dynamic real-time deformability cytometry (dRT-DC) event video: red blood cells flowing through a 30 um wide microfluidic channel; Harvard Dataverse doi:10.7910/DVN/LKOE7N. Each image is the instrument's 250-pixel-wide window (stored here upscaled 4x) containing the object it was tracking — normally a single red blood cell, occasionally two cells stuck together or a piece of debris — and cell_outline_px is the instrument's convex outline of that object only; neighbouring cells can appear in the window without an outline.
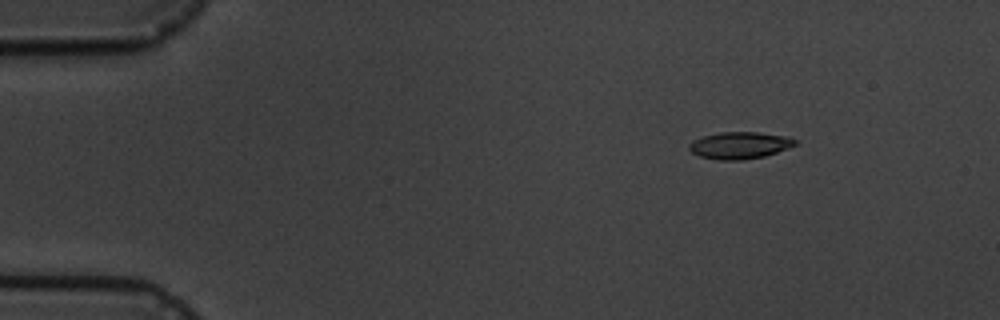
{"species": "common noctule bat (a hibernating species)", "species_latin": "Nyctalus noctula", "temperature_condition": "cold", "stored_images_in_passage": 6, "camera_frame_rate_fps": 3000, "um_per_image_px": 0.085, "animal": {"sex": "male", "body_mass_g": 19.5, "forearm_length_mm": 54.6}, "frame": {"image": 1, "passage_image": 1, "time_ms": 0.0, "image_size_px": [1000, 320], "cell_outline_px": [[796, 144], [788, 148], [764, 156], [744, 160], [720, 160], [700, 156], [692, 152], [688, 148], [688, 144], [692, 140], [704, 136], [720, 132], [760, 132], [788, 136], [796, 140]], "centroid_in_image_um": [62.87, 12.35], "position_along_channel_um": 22.1, "area_um2": 16.65}}
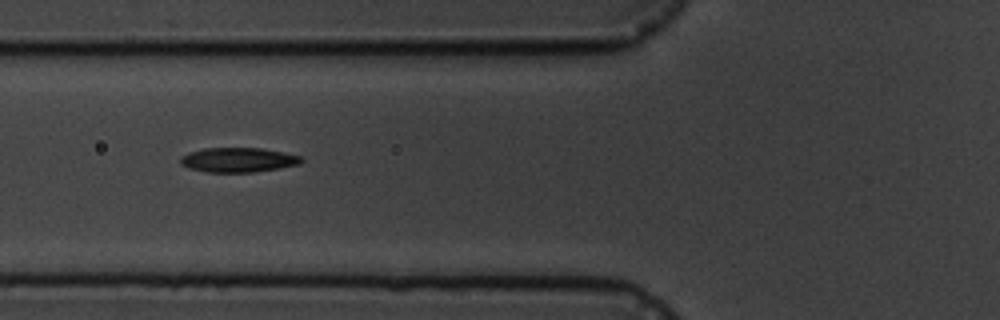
{"frame": {"image": 2, "passage_image": 5, "time_ms": 4.667, "image_size_px": [1000, 320], "cell_outline_px": [[304, 160], [300, 164], [280, 168], [252, 172], [208, 172], [188, 168], [180, 164], [180, 156], [188, 152], [204, 148], [260, 148], [284, 152], [300, 156]], "centroid_in_image_um": [20.23, 13.59], "position_along_channel_um": 105.6, "area_um2": 17.4}}
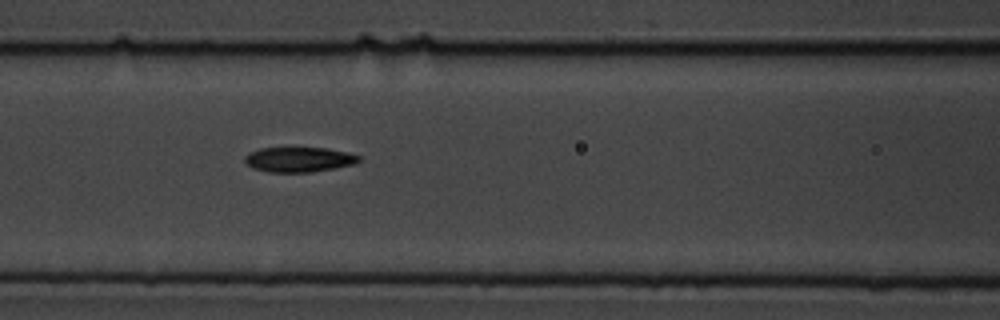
{"frame": {"image": 3, "passage_image": 6, "time_ms": 5.667, "image_size_px": [1000, 320], "cell_outline_px": [[360, 160], [356, 164], [336, 168], [312, 172], [268, 172], [252, 168], [244, 160], [244, 156], [248, 152], [260, 148], [288, 144], [328, 148], [348, 152], [360, 156]], "centroid_in_image_um": [25.39, 13.5], "position_along_channel_um": 141.2, "area_um2": 17.74}}